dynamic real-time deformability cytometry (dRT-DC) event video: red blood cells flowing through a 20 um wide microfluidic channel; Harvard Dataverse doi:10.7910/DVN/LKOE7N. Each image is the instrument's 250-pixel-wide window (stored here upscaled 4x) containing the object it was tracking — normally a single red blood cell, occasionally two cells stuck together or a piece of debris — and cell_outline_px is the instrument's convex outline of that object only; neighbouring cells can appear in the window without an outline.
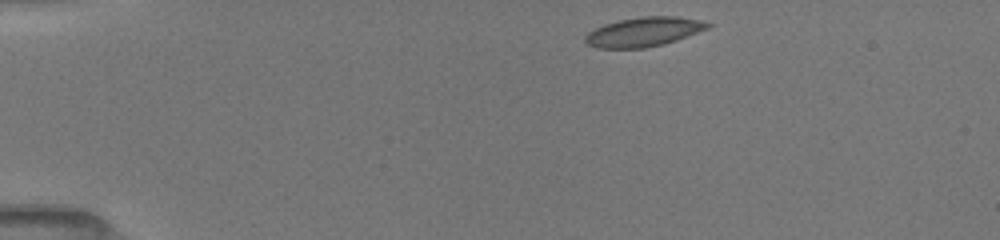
{"species": "common noctule bat (a hibernating species)", "species_latin": "Nyctalus noctula", "temperature_condition": "room temperature", "stored_images_in_passage": 49, "camera_frame_rate_fps": 3000, "um_per_image_px": 0.085, "animal": {"sex": "female", "body_mass_g": 19.5, "forearm_length_mm": 54.1}, "frame": {"image": 1, "passage_image": 1, "time_ms": 0.0, "image_size_px": [1000, 240], "cell_outline_px": [[712, 24], [708, 28], [676, 40], [664, 44], [644, 48], [596, 48], [588, 44], [584, 40], [584, 36], [588, 32], [604, 24], [620, 20], [640, 16], [676, 16], [700, 20]], "centroid_in_image_um": [54.69, 2.71], "position_along_channel_um": 30.3, "area_um2": 20.87}}
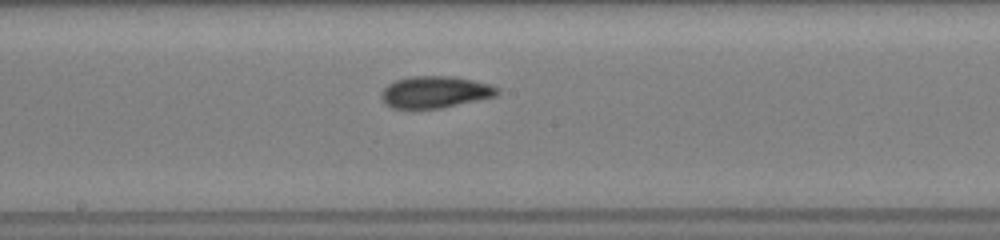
{"frame": {"image": 2, "passage_image": 26, "time_ms": 6.333, "image_size_px": [1000, 240], "cell_outline_px": [[500, 92], [496, 96], [440, 108], [392, 108], [380, 96], [380, 92], [388, 84], [396, 80], [412, 76], [452, 76], [472, 80], [488, 84], [500, 88]], "centroid_in_image_um": [36.99, 7.81], "position_along_channel_um": 211.2, "area_um2": 21.27}}
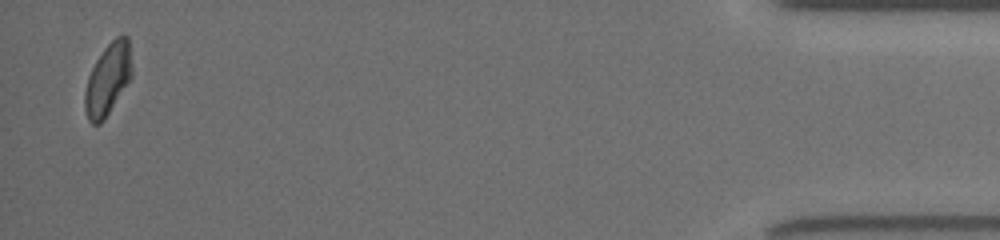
{"frame": {"image": 3, "passage_image": 49, "time_ms": 13.667, "image_size_px": [1000, 240], "cell_outline_px": [[132, 76], [104, 120], [100, 124], [92, 124], [88, 120], [84, 108], [84, 92], [88, 76], [96, 60], [104, 48], [116, 36], [128, 36], [132, 68]], "centroid_in_image_um": [9.15, 6.75], "position_along_channel_um": 426.0, "area_um2": 19.59}, "authors_computed_cell_mechanics": {"area_um2": 20.8658, "velocity_mm_per_s": 3.9793, "shape_relaxation_time_tau1_ms": 4.0656, "shape_relaxation_time_tau2_ms": 2.1362, "deformation_change_tau1": 0.124, "deformation_change_tau2": 0.0871}}